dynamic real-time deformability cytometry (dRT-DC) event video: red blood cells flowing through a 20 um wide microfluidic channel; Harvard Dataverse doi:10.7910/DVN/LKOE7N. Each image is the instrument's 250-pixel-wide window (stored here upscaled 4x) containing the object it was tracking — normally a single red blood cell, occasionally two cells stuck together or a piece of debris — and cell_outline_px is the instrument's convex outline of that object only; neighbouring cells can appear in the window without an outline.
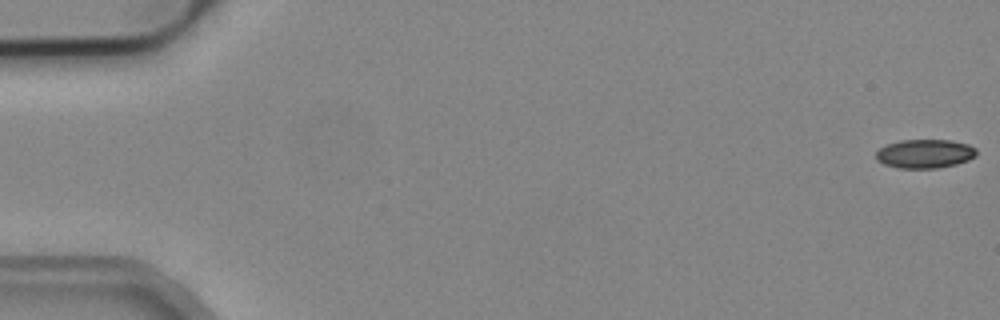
{"species": "common noctule bat (a hibernating species)", "species_latin": "Nyctalus noctula", "temperature_condition": "cold", "stored_images_in_passage": 6, "camera_frame_rate_fps": 3000, "um_per_image_px": 0.085, "animal": {"sex": "male", "body_mass_g": 19.2, "forearm_length_mm": 51.8}, "frame": {"image": 1, "passage_image": 1, "time_ms": 0.0, "image_size_px": [1000, 320], "cell_outline_px": [[976, 156], [968, 160], [956, 164], [936, 168], [900, 168], [884, 164], [876, 160], [876, 152], [880, 148], [888, 144], [900, 140], [952, 140], [968, 144], [976, 148]], "centroid_in_image_um": [78.62, 13.06], "position_along_channel_um": 6.4, "area_um2": 16.88}}
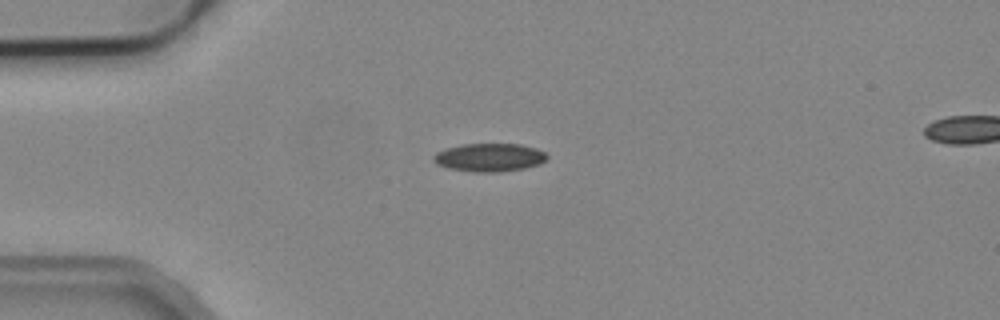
{"frame": {"image": 2, "passage_image": 4, "time_ms": 1.0, "image_size_px": [1000, 320], "cell_outline_px": [[548, 156], [540, 164], [524, 168], [496, 172], [476, 172], [448, 168], [436, 164], [432, 160], [432, 156], [436, 152], [448, 148], [464, 144], [520, 144], [536, 148], [544, 152]], "centroid_in_image_um": [41.58, 13.38], "position_along_channel_um": 43.4, "area_um2": 18.55}}